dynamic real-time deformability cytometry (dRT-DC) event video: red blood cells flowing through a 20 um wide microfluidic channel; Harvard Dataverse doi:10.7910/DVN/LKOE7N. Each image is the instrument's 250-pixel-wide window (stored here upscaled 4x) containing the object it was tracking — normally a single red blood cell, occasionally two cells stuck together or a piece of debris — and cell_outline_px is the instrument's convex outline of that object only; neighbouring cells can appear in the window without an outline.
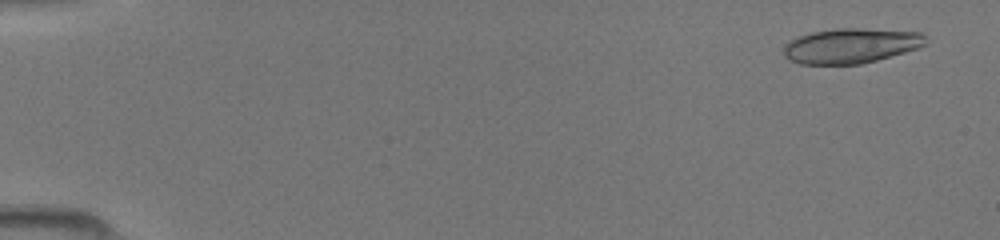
{"species": "common noctule bat (a hibernating species)", "species_latin": "Nyctalus noctula", "temperature_condition": "room temperature", "stored_images_in_passage": 19, "camera_frame_rate_fps": 3000, "um_per_image_px": 0.085, "animal": {"sex": "female", "body_mass_g": 19.5, "forearm_length_mm": 54.1}, "frame": {"image": 1, "passage_image": 3, "time_ms": 0.667, "image_size_px": [1000, 240], "cell_outline_px": [[928, 44], [920, 48], [876, 60], [860, 64], [800, 64], [788, 60], [784, 56], [784, 44], [788, 40], [796, 36], [812, 32], [836, 28], [860, 28], [920, 32], [928, 36]], "centroid_in_image_um": [72.34, 3.88], "position_along_channel_um": 12.7, "area_um2": 29.42}}
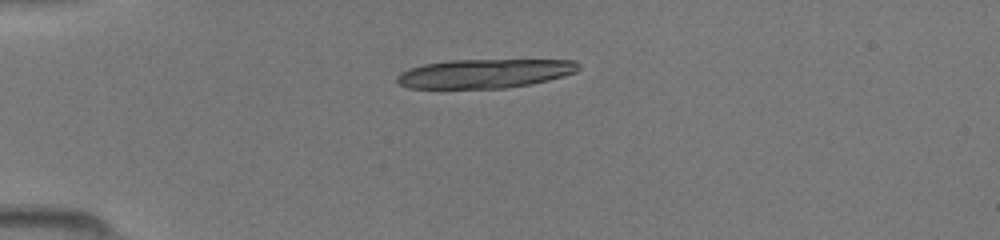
{"frame": {"image": 2, "passage_image": 13, "time_ms": 4.0, "image_size_px": [1000, 240], "cell_outline_px": [[580, 68], [576, 72], [548, 80], [532, 84], [504, 88], [408, 88], [400, 84], [396, 80], [396, 76], [400, 72], [424, 64], [448, 60], [576, 60], [580, 64]], "centroid_in_image_um": [41.21, 6.25], "position_along_channel_um": 43.8, "area_um2": 30.69}}